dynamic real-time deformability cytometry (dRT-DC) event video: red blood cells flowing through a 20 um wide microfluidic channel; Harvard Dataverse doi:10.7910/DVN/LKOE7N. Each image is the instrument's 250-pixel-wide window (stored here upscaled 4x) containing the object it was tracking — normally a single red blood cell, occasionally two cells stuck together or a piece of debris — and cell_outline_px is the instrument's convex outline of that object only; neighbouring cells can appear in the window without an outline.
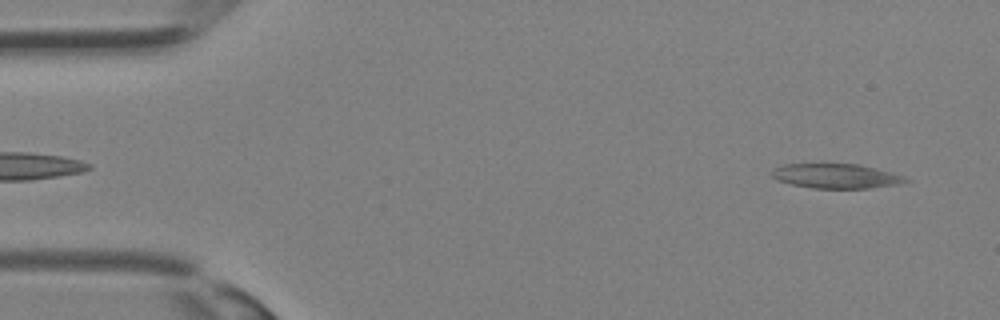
{"species": "Egyptian fruit bat (a non-hibernating species)", "species_latin": "Rousettus aegyptiacus", "temperature_condition": "room temperature", "stored_images_in_passage": 9, "camera_frame_rate_fps": 3000, "um_per_image_px": 0.085, "animal": {"sex": "female"}, "frame": {"image": 1, "passage_image": 1, "time_ms": 0.0, "image_size_px": [1000, 320], "cell_outline_px": [[912, 180], [896, 184], [868, 188], [812, 188], [792, 184], [776, 180], [768, 172], [772, 168], [784, 164], [856, 164], [876, 168], [904, 176]], "centroid_in_image_um": [71.0, 14.96], "position_along_channel_um": 14.0, "area_um2": 19.13}}
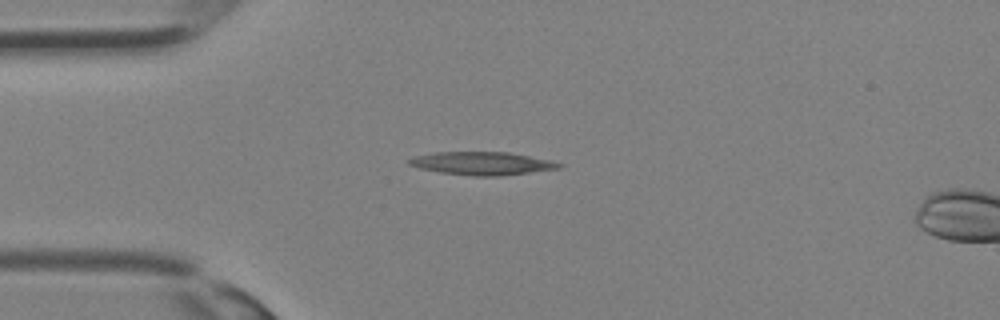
{"frame": {"image": 2, "passage_image": 7, "time_ms": 2.0, "image_size_px": [1000, 320], "cell_outline_px": [[564, 164], [560, 168], [500, 176], [476, 176], [440, 172], [420, 168], [408, 164], [408, 160], [416, 156], [436, 152], [508, 152], [548, 160]], "centroid_in_image_um": [40.97, 13.89], "position_along_channel_um": 44.0, "area_um2": 19.83}}